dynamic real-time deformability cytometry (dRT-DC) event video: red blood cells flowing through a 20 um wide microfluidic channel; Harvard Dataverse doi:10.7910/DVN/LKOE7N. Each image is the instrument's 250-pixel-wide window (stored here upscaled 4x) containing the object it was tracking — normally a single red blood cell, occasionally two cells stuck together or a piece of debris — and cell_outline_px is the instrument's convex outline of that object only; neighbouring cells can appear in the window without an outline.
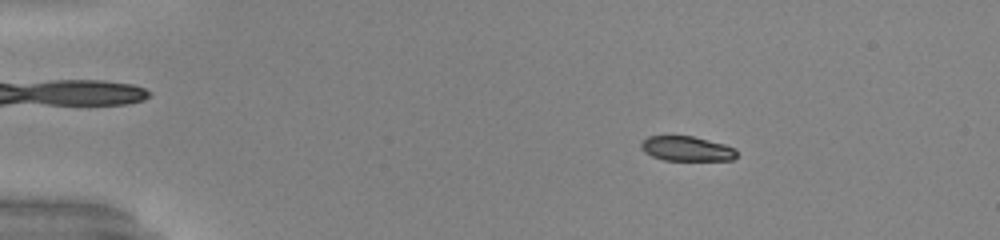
{"species": "common noctule bat (a hibernating species)", "species_latin": "Nyctalus noctula", "temperature_condition": "warm", "stored_images_in_passage": 52, "camera_frame_rate_fps": 3000, "um_per_image_px": 0.085, "animal": {"sex": "male", "body_mass_g": 20.0, "forearm_length_mm": 53.3}, "frame": {"image": 1, "passage_image": 9, "time_ms": 2.667, "image_size_px": [1000, 240], "cell_outline_px": [[736, 156], [732, 160], [664, 160], [652, 156], [644, 152], [640, 148], [640, 144], [648, 136], [692, 136], [724, 144], [736, 148]], "centroid_in_image_um": [58.36, 12.64], "position_along_channel_um": 26.6, "area_um2": 13.76}}
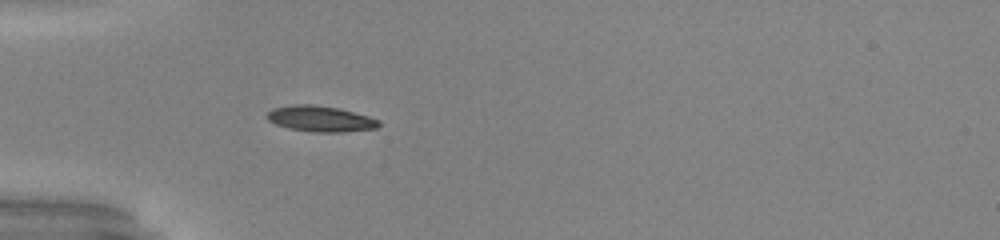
{"frame": {"image": 2, "passage_image": 17, "time_ms": 5.333, "image_size_px": [1000, 240], "cell_outline_px": [[380, 124], [376, 128], [344, 132], [312, 132], [288, 128], [276, 124], [268, 120], [264, 116], [272, 108], [292, 104], [312, 104], [340, 108], [368, 116], [380, 120]], "centroid_in_image_um": [27.21, 10.09], "position_along_channel_um": 57.8, "area_um2": 16.99}, "authors_computed_cell_mechanics": {"area_um2": 15.7794, "velocity_mm_per_s": 4.0558, "shape_relaxation_time_tau1_ms": 4.3233, "shape_relaxation_time_tau2_ms": 1.5842, "deformation_change_tau1": 0.1903, "deformation_change_tau2": 0.0592}}